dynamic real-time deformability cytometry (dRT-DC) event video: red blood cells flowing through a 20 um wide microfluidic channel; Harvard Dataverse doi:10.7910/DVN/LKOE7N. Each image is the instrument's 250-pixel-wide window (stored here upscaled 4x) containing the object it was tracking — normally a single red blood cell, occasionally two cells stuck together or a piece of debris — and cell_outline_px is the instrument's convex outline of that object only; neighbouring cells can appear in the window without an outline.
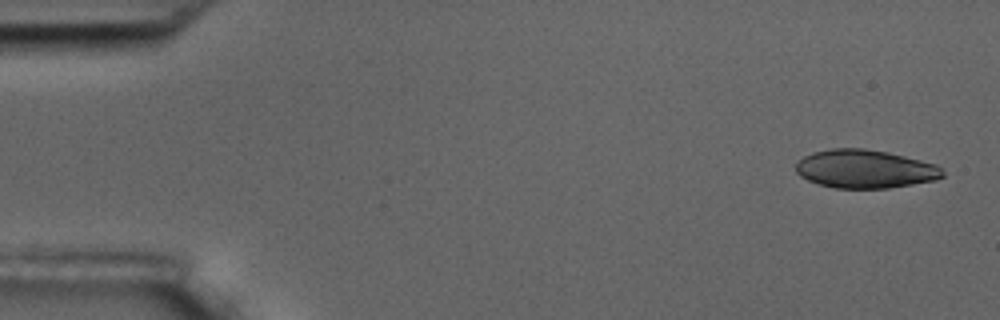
{"species": "common noctule bat (a hibernating species)", "species_latin": "Nyctalus noctula", "temperature_condition": "room temperature", "stored_images_in_passage": 5, "camera_frame_rate_fps": 3000, "um_per_image_px": 0.085, "animal": {"sex": "male", "body_mass_g": 17.5, "forearm_length_mm": 52.3}, "frame": {"image": 1, "passage_image": 1, "time_ms": 0.0, "image_size_px": [1000, 320], "cell_outline_px": [[944, 176], [936, 180], [888, 188], [836, 188], [820, 184], [808, 180], [800, 176], [796, 172], [796, 164], [804, 156], [812, 152], [832, 148], [864, 148], [888, 152], [936, 164], [944, 172]], "centroid_in_image_um": [73.52, 14.36], "position_along_channel_um": 11.5, "area_um2": 32.77}}